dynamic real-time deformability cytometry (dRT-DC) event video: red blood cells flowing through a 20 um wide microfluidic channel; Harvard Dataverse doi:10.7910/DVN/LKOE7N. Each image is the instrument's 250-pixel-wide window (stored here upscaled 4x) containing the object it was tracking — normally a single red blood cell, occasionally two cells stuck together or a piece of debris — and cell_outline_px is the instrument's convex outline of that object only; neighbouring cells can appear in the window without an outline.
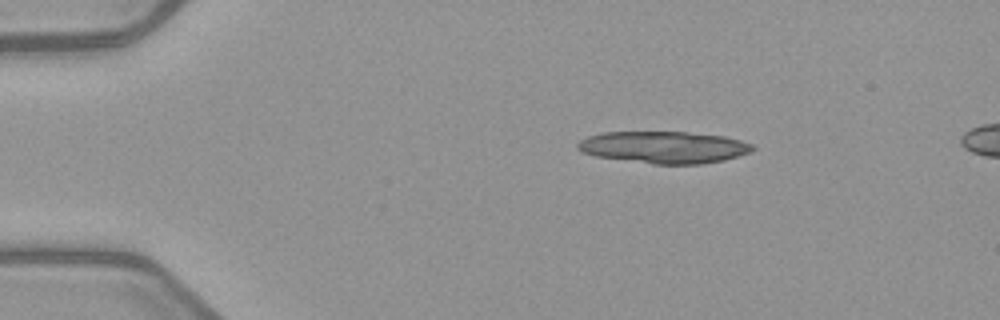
{"species": "common noctule bat (a hibernating species)", "species_latin": "Nyctalus noctula", "temperature_condition": "warm", "stored_images_in_passage": 4, "segment_of_instrument_passage": [1, 2], "camera_frame_rate_fps": 3000, "um_per_image_px": 0.085, "animal": {"sex": "female", "body_mass_g": 21.9}, "frame": {"image": 1, "passage_image": 1, "time_ms": 0.0, "image_size_px": [1000, 320], "cell_outline_px": [[756, 148], [752, 152], [724, 160], [700, 164], [652, 164], [596, 156], [580, 152], [576, 148], [576, 144], [580, 140], [588, 136], [604, 132], [688, 132], [724, 136], [740, 140], [752, 144]], "centroid_in_image_um": [56.43, 12.52], "position_along_channel_um": 28.6, "area_um2": 32.71}}